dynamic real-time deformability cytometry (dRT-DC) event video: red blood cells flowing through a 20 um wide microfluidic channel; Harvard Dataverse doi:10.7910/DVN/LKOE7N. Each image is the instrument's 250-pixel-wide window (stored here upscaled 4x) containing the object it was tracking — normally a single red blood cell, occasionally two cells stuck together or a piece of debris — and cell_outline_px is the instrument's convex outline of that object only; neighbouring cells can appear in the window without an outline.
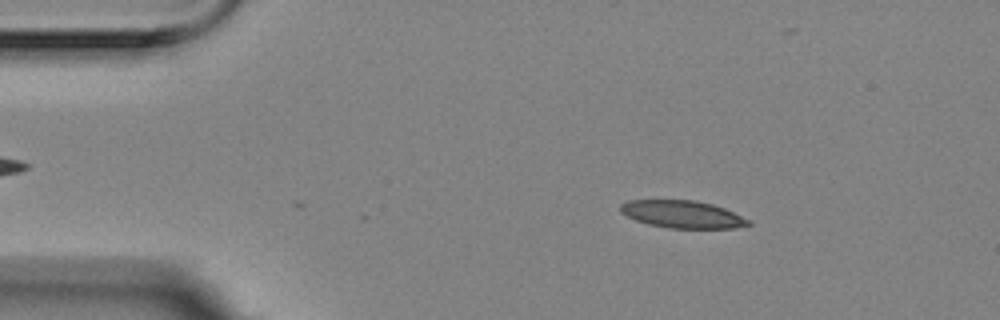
{"species": "Egyptian fruit bat (a non-hibernating species)", "species_latin": "Rousettus aegyptiacus", "temperature_condition": "room temperature", "stored_images_in_passage": 19, "camera_frame_rate_fps": 3000, "um_per_image_px": 0.085, "animal": {"sex": "female"}, "frame": {"image": 1, "passage_image": 8, "time_ms": 2.333, "image_size_px": [1000, 320], "cell_outline_px": [[752, 224], [736, 228], [668, 228], [648, 224], [636, 220], [620, 212], [620, 204], [628, 200], [696, 200], [712, 204], [724, 208], [752, 220]], "centroid_in_image_um": [58.03, 18.21], "position_along_channel_um": 27.0, "area_um2": 20.58}}
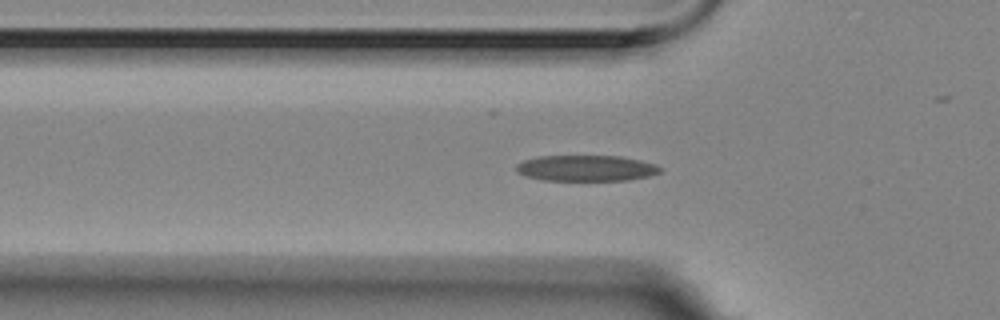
{"frame": {"image": 2, "passage_image": 17, "time_ms": 5.333, "image_size_px": [1000, 320], "cell_outline_px": [[660, 172], [648, 176], [628, 180], [540, 180], [524, 176], [516, 172], [516, 164], [524, 160], [540, 156], [620, 156], [640, 160], [656, 164], [660, 168]], "centroid_in_image_um": [49.78, 14.29], "position_along_channel_um": 76.0, "area_um2": 21.73}}